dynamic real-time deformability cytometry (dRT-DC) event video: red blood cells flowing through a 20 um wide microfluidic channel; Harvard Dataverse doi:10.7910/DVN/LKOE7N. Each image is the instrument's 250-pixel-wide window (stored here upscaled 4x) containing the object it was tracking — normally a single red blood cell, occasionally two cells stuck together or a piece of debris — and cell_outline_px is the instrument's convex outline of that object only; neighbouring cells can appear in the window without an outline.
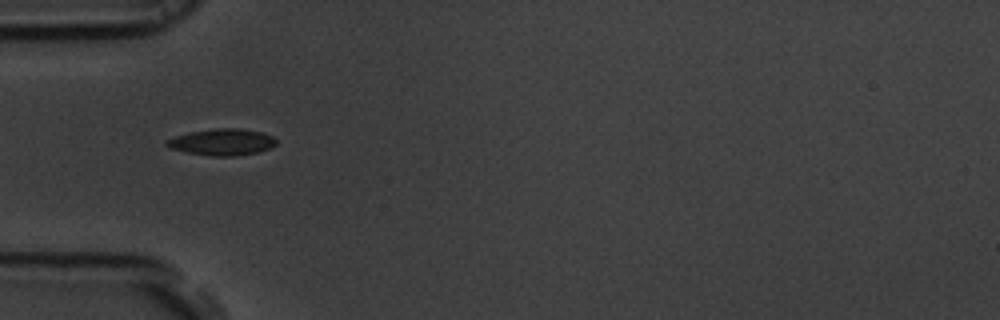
{"species": "common noctule bat (a hibernating species)", "species_latin": "Nyctalus noctula", "temperature_condition": "room temperature", "stored_images_in_passage": 38, "camera_frame_rate_fps": 3000, "um_per_image_px": 0.085, "animal": {"sex": "male", "body_mass_g": 19.5, "forearm_length_mm": 54.6}, "frame": {"image": 1, "passage_image": 1, "time_ms": 0.0, "image_size_px": [1000, 320], "cell_outline_px": [[276, 144], [272, 148], [256, 152], [236, 156], [212, 156], [188, 152], [172, 148], [164, 144], [164, 140], [176, 136], [192, 132], [216, 128], [240, 128], [260, 132], [272, 136], [276, 140]], "centroid_in_image_um": [18.89, 12.07], "position_along_channel_um": 66.1, "area_um2": 16.76}}
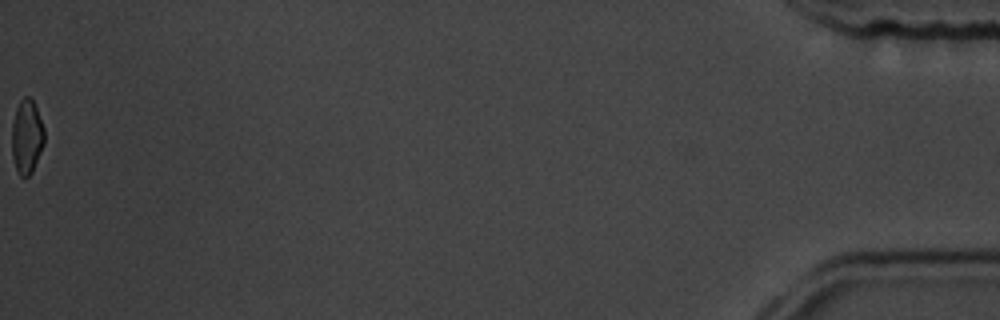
{"frame": {"image": 2, "passage_image": 38, "time_ms": 12.333, "image_size_px": [1000, 320], "cell_outline_px": [[44, 144], [32, 172], [28, 176], [20, 176], [16, 168], [12, 156], [12, 124], [16, 108], [20, 100], [24, 96], [32, 96], [44, 128]], "centroid_in_image_um": [2.28, 11.58], "position_along_channel_um": 432.9, "area_um2": 14.1}, "authors_computed_cell_mechanics": {"area_um2": 15.4326, "velocity_mm_per_s": 3.8155, "shape_relaxation_time_tau1_ms": 2.4034, "shape_relaxation_time_tau2_ms": 2.0106, "deformation_change_tau1": 0.1048, "deformation_change_tau2": 0.0665}}